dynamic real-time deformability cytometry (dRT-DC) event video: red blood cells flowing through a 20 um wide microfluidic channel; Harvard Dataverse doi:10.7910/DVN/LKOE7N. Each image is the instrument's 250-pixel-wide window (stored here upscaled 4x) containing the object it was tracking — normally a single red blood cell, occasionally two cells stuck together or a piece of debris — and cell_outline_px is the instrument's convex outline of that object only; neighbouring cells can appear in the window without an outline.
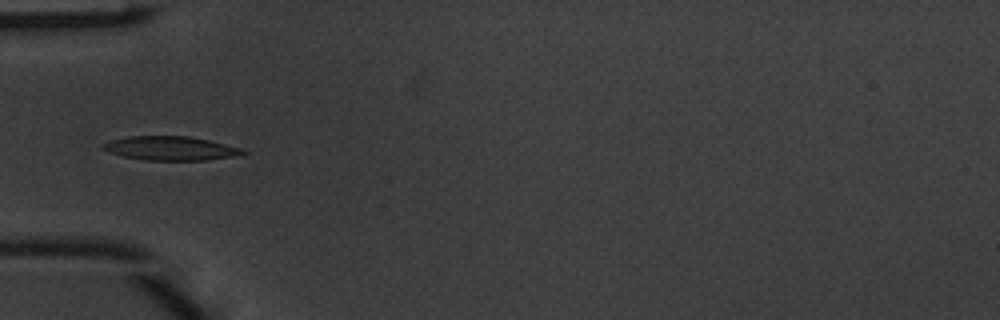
{"species": "common noctule bat (a hibernating species)", "species_latin": "Nyctalus noctula", "temperature_condition": "warm", "stored_images_in_passage": 5, "camera_frame_rate_fps": 3000, "um_per_image_px": 0.085, "animal": {"sex": "male", "body_mass_g": 20.1, "forearm_length_mm": 53.5}, "frame": {"image": 1, "passage_image": 5, "time_ms": 1.333, "image_size_px": [1000, 320], "cell_outline_px": [[248, 152], [232, 156], [208, 160], [144, 160], [124, 156], [108, 152], [100, 148], [100, 144], [112, 140], [128, 136], [188, 136], [208, 140], [244, 148]], "centroid_in_image_um": [14.47, 12.6], "position_along_channel_um": 70.5, "area_um2": 19.54}}